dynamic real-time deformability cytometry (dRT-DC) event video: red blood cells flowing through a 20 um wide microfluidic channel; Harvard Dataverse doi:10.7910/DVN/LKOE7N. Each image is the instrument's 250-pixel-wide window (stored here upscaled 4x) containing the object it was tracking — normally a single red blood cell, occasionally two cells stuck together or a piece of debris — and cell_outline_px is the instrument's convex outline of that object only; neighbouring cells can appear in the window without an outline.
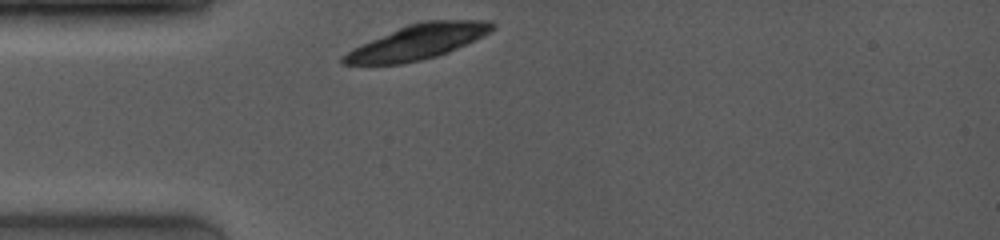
{"species": "common noctule bat (a hibernating species)", "species_latin": "Nyctalus noctula", "temperature_condition": "room temperature", "stored_images_in_passage": 3, "camera_frame_rate_fps": 4000, "um_per_image_px": 0.085, "animal": {"sex": "female", "body_mass_g": 19.0, "forearm_length_mm": 53.3}, "frame": {"image": 1, "passage_image": 1, "time_ms": 0.0, "image_size_px": [1000, 240], "cell_outline_px": [[496, 28], [492, 32], [484, 36], [448, 52], [436, 56], [420, 60], [400, 64], [340, 64], [340, 56], [352, 48], [408, 24], [424, 20], [492, 20], [496, 24]], "centroid_in_image_um": [35.54, 3.55], "position_along_channel_um": 49.5, "area_um2": 30.29}}